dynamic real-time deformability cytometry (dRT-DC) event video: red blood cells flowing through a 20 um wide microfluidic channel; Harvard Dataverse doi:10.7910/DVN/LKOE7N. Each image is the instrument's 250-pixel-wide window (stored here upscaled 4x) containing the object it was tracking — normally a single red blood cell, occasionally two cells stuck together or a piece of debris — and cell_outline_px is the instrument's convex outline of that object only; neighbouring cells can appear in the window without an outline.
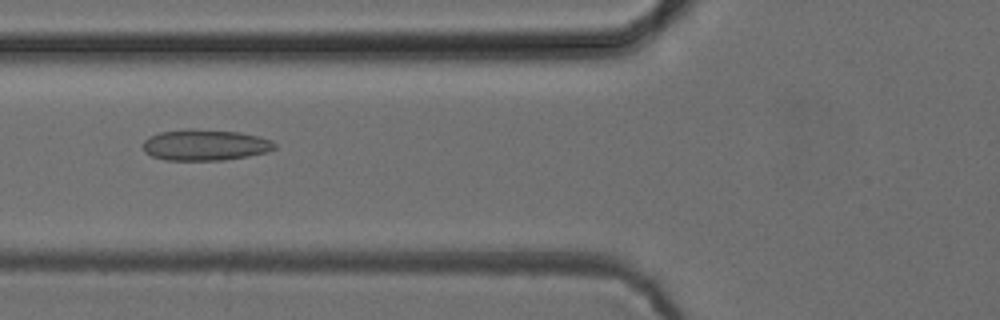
{"species": "common noctule bat (a hibernating species)", "species_latin": "Nyctalus noctula", "temperature_condition": "cold", "stored_images_in_passage": 52, "camera_frame_rate_fps": 3000, "um_per_image_px": 0.085, "animal": {"sex": "female", "body_mass_g": 24.6, "forearm_length_mm": 56.2}, "frame": {"image": 1, "passage_image": 20, "time_ms": 6.333, "image_size_px": [1000, 320], "cell_outline_px": [[276, 148], [268, 152], [248, 156], [224, 160], [164, 160], [152, 156], [144, 152], [144, 140], [148, 136], [160, 132], [188, 128], [240, 132], [260, 136], [272, 140], [276, 144]], "centroid_in_image_um": [17.45, 12.32], "position_along_channel_um": 108.4, "area_um2": 24.1}}
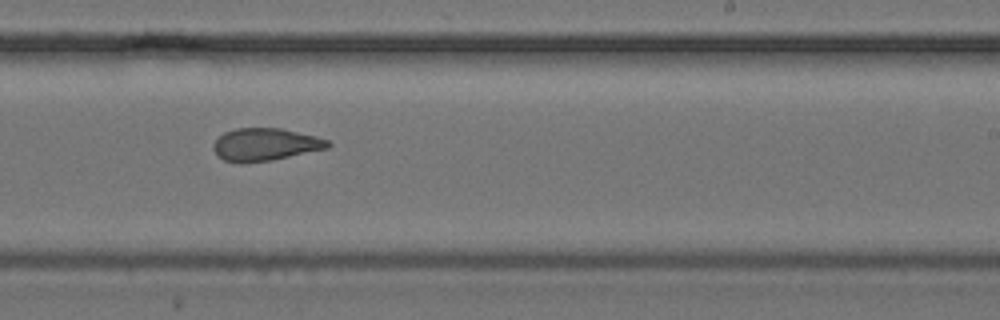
{"frame": {"image": 2, "passage_image": 32, "time_ms": 10.333, "image_size_px": [1000, 320], "cell_outline_px": [[332, 144], [328, 148], [272, 160], [240, 164], [224, 160], [216, 156], [212, 148], [212, 144], [224, 132], [236, 128], [280, 128], [316, 136], [328, 140]], "centroid_in_image_um": [22.51, 12.29], "position_along_channel_um": 266.5, "area_um2": 21.91}}
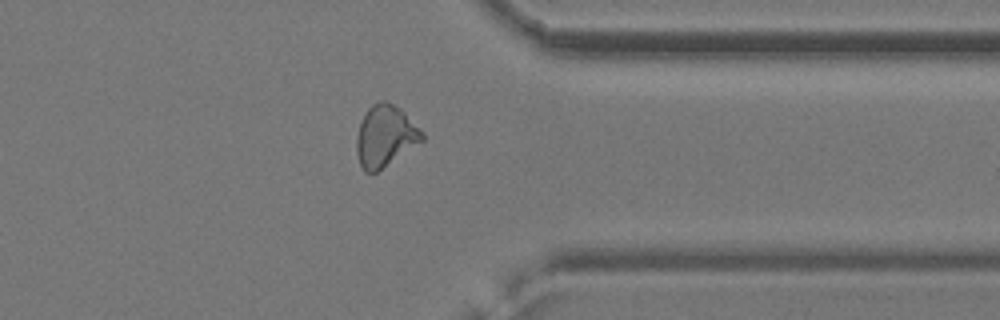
{"frame": {"image": 3, "passage_image": 41, "time_ms": 13.333, "image_size_px": [1000, 320], "cell_outline_px": [[424, 140], [376, 172], [364, 172], [360, 164], [356, 152], [356, 140], [360, 124], [368, 108], [372, 104], [380, 100], [384, 100], [400, 108], [424, 132]], "centroid_in_image_um": [32.75, 11.55], "position_along_channel_um": 378.7, "area_um2": 23.24}, "authors_computed_cell_mechanics": {"area_um2": 23.3801, "velocity_mm_per_s": 3.9414, "shape_relaxation_time_tau1_ms": null, "shape_relaxation_time_tau2_ms": 2.3751, "deformation_change_tau1": null, "deformation_change_tau2": 0.1001}}